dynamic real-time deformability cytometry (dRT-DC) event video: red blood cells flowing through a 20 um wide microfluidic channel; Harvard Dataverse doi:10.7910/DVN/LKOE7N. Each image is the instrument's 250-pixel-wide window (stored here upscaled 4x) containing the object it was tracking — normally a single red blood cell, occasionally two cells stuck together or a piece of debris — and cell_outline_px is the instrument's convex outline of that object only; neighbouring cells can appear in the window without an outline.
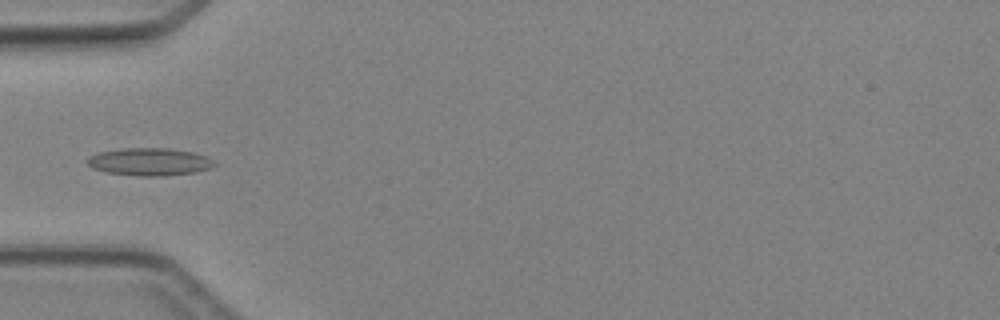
{"species": "Egyptian fruit bat (a non-hibernating species)", "species_latin": "Rousettus aegyptiacus", "temperature_condition": "cold", "stored_images_in_passage": 5, "camera_frame_rate_fps": 3000, "um_per_image_px": 0.085, "animal": {"sex": "female"}, "frame": {"image": 1, "passage_image": 5, "time_ms": 4.667, "image_size_px": [1000, 320], "cell_outline_px": [[220, 164], [212, 168], [196, 172], [164, 176], [140, 176], [104, 172], [92, 168], [88, 164], [88, 156], [100, 152], [124, 148], [168, 148], [192, 152], [216, 160]], "centroid_in_image_um": [12.76, 13.76], "position_along_channel_um": 72.2, "area_um2": 20.63}}